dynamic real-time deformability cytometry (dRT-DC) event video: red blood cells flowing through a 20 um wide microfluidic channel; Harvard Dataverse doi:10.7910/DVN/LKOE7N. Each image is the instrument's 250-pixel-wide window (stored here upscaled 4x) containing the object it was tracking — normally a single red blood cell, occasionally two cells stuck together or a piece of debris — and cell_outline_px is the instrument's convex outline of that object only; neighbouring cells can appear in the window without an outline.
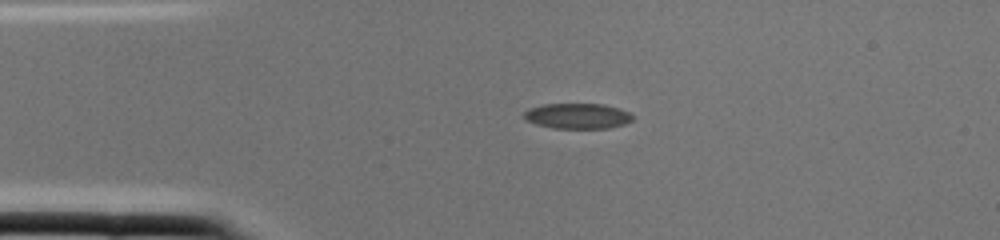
{"species": "common noctule bat (a hibernating species)", "species_latin": "Nyctalus noctula", "temperature_condition": "cold", "stored_images_in_passage": 1, "camera_frame_rate_fps": 3000, "um_per_image_px": 0.085, "animal": {"sex": "female", "body_mass_g": 22.0, "forearm_length_mm": 56.7}, "frame": {"image": 1, "passage_image": 1, "time_ms": 0.0, "image_size_px": [1000, 240], "cell_outline_px": [[632, 120], [624, 124], [608, 128], [552, 128], [536, 124], [524, 120], [520, 116], [528, 108], [544, 104], [604, 104], [620, 108], [628, 112], [632, 116]], "centroid_in_image_um": [49.03, 9.85], "position_along_channel_um": 36.0, "area_um2": 16.24}}